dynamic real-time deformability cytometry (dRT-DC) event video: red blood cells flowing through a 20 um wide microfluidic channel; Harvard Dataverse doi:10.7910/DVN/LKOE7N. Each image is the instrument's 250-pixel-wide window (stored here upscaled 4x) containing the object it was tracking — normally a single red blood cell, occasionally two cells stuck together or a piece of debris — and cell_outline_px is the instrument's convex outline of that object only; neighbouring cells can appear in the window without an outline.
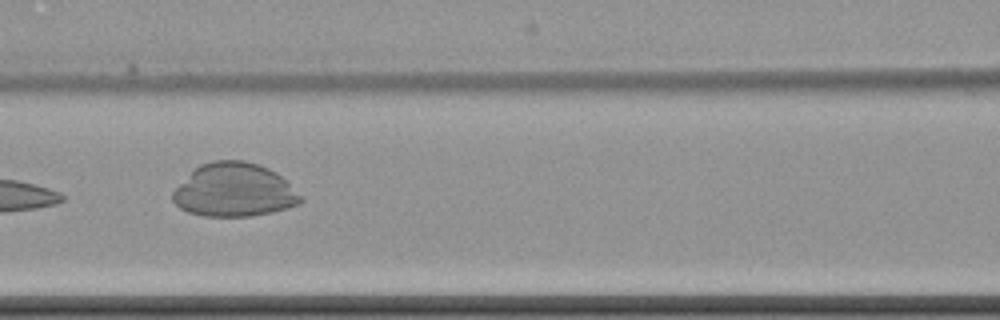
{"species": "common noctule bat (a hibernating species)", "species_latin": "Nyctalus noctula", "temperature_condition": "cold", "stored_images_in_passage": 9, "camera_frame_rate_fps": 3000, "um_per_image_px": 0.085, "animal": {"sex": "female", "body_mass_g": 22.7, "forearm_length_mm": 54.2}, "frame": {"image": 1, "passage_image": 8, "time_ms": 8.333, "image_size_px": [1000, 320], "cell_outline_px": [[304, 200], [300, 204], [288, 208], [272, 212], [252, 216], [204, 216], [188, 212], [180, 208], [172, 200], [172, 192], [200, 164], [212, 160], [244, 160], [268, 168], [276, 172]], "centroid_in_image_um": [19.9, 16.17], "position_along_channel_um": 146.7, "area_um2": 39.54}}
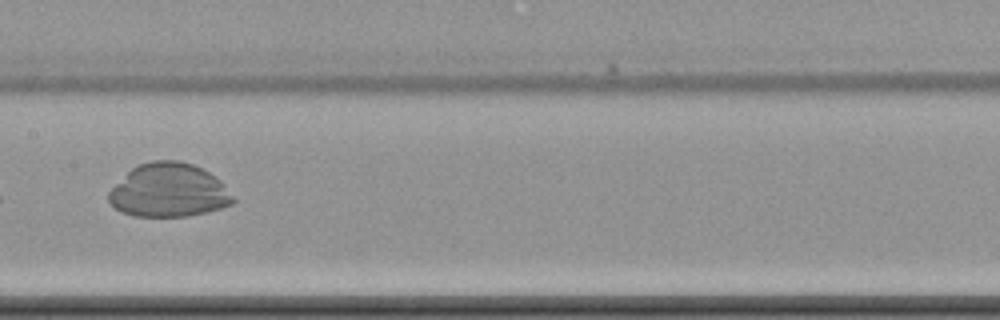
{"frame": {"image": 2, "passage_image": 9, "time_ms": 9.667, "image_size_px": [1000, 320], "cell_outline_px": [[236, 200], [232, 204], [220, 208], [188, 216], [132, 216], [120, 212], [108, 200], [108, 192], [132, 168], [140, 164], [152, 160], [180, 160], [192, 164], [208, 172], [220, 180], [224, 184]], "centroid_in_image_um": [14.35, 16.18], "position_along_channel_um": 193.1, "area_um2": 38.67}}